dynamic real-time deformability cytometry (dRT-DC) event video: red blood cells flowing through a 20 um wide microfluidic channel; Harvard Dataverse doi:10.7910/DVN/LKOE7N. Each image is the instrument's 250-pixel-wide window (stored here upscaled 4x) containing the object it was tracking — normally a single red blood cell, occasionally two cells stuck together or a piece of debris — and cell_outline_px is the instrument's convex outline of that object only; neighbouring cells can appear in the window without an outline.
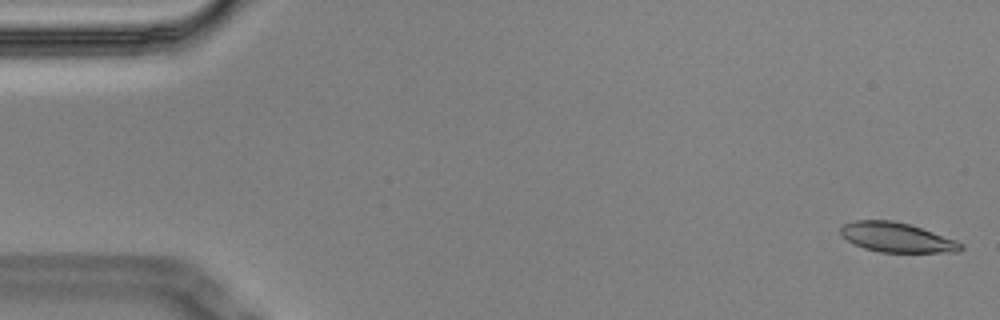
{"species": "Egyptian fruit bat (a non-hibernating species)", "species_latin": "Rousettus aegyptiacus", "temperature_condition": "cold", "stored_images_in_passage": 4, "camera_frame_rate_fps": 3000, "um_per_image_px": 0.085, "animal": {"sex": "male"}, "frame": {"image": 1, "passage_image": 1, "time_ms": 0.0, "image_size_px": [1000, 320], "cell_outline_px": [[964, 248], [960, 252], [880, 252], [864, 248], [840, 236], [840, 228], [844, 224], [852, 220], [892, 220], [908, 224], [956, 240], [964, 244]], "centroid_in_image_um": [76.22, 20.18], "position_along_channel_um": 8.8, "area_um2": 20.69}}
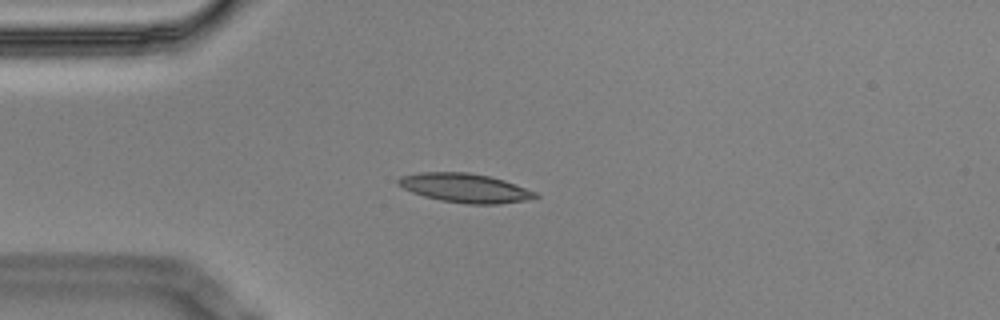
{"frame": {"image": 2, "passage_image": 4, "time_ms": 1.0, "image_size_px": [1000, 320], "cell_outline_px": [[540, 196], [528, 200], [500, 204], [468, 204], [440, 200], [424, 196], [412, 192], [396, 184], [396, 180], [400, 176], [420, 172], [468, 172], [488, 176], [504, 180], [536, 192]], "centroid_in_image_um": [39.51, 15.98], "position_along_channel_um": 45.5, "area_um2": 23.24}}